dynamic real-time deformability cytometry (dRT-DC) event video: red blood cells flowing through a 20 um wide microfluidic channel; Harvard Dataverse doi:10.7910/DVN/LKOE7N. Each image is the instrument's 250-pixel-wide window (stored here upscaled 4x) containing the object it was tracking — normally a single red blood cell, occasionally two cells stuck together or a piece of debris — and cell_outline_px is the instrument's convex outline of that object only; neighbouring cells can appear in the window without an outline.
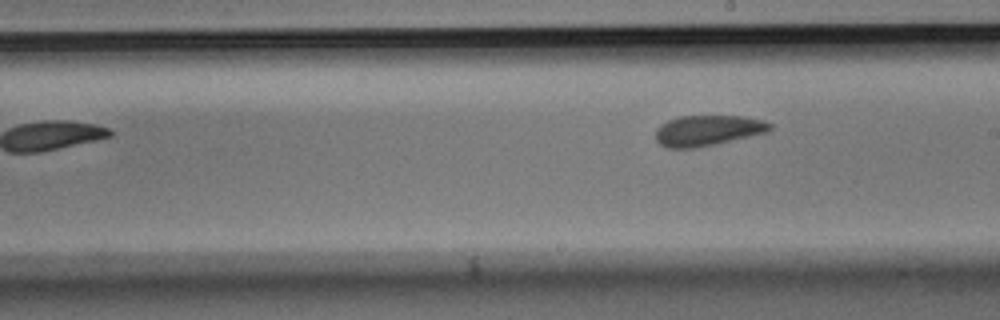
{"species": "Egyptian fruit bat (a non-hibernating species)", "species_latin": "Rousettus aegyptiacus", "temperature_condition": "room temperature", "stored_images_in_passage": 8, "camera_frame_rate_fps": 3000, "um_per_image_px": 0.085, "animal": {"sex": "male"}, "frame": {"image": 1, "passage_image": 8, "time_ms": 2.333, "image_size_px": [1000, 320], "cell_outline_px": [[772, 128], [768, 132], [712, 144], [692, 148], [668, 148], [660, 144], [656, 140], [656, 128], [660, 124], [676, 116], [744, 116], [764, 120], [772, 124]], "centroid_in_image_um": [60.14, 11.07], "position_along_channel_um": 228.9, "area_um2": 20.29}}